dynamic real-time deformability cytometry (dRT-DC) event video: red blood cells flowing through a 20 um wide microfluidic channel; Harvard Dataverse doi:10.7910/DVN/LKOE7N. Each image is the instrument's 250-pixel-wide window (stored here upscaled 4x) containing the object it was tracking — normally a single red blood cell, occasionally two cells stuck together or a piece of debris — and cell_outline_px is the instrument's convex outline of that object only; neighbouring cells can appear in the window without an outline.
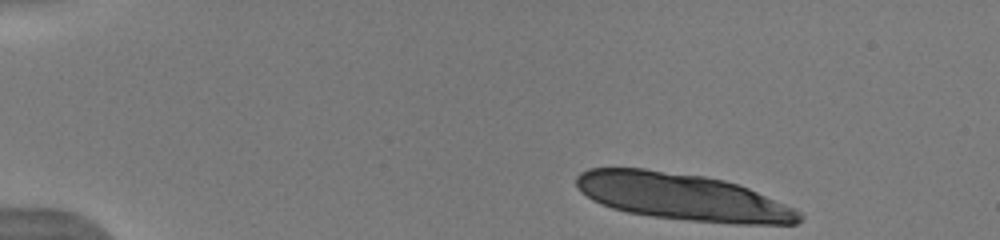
{"species": "human", "species_latin": "Homo sapiens", "temperature_condition": "warm", "stored_images_in_passage": 12, "camera_frame_rate_fps": 3000, "um_per_image_px": 0.085, "donor": {"sex": "male"}, "frame": {"image": 1, "passage_image": 1, "time_ms": 0.0, "image_size_px": [1000, 240], "cell_outline_px": [[804, 216], [796, 224], [736, 224], [688, 220], [652, 216], [628, 212], [612, 208], [600, 204], [592, 200], [580, 192], [576, 184], [576, 176], [580, 172], [588, 168], [644, 168], [704, 176], [724, 180], [748, 188], [796, 208]], "centroid_in_image_um": [58.0, 16.73], "position_along_channel_um": 27.0, "area_um2": 60.92}}